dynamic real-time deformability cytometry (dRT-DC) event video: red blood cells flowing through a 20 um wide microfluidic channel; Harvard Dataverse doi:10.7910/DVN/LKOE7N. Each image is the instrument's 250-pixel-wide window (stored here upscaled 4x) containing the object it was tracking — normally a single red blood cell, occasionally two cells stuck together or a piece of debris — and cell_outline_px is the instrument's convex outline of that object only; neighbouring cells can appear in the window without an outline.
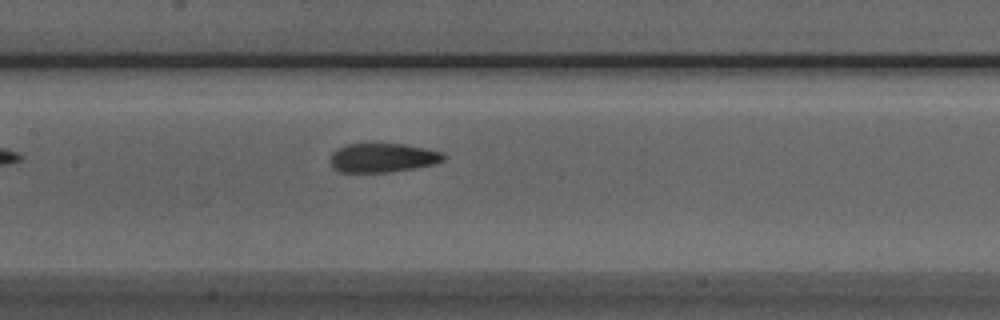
{"species": "Egyptian fruit bat (a non-hibernating species)", "species_latin": "Rousettus aegyptiacus", "temperature_condition": "room temperature", "stored_images_in_passage": 21, "camera_frame_rate_fps": 3000, "um_per_image_px": 0.085, "animal": {"sex": "male"}, "frame": {"image": 1, "passage_image": 10, "time_ms": 3.0, "image_size_px": [1000, 320], "cell_outline_px": [[448, 156], [444, 160], [432, 164], [416, 168], [388, 172], [340, 172], [332, 168], [328, 160], [332, 152], [336, 148], [348, 144], [404, 144], [428, 148], [444, 152]], "centroid_in_image_um": [32.52, 13.41], "position_along_channel_um": 174.9, "area_um2": 19.54}}